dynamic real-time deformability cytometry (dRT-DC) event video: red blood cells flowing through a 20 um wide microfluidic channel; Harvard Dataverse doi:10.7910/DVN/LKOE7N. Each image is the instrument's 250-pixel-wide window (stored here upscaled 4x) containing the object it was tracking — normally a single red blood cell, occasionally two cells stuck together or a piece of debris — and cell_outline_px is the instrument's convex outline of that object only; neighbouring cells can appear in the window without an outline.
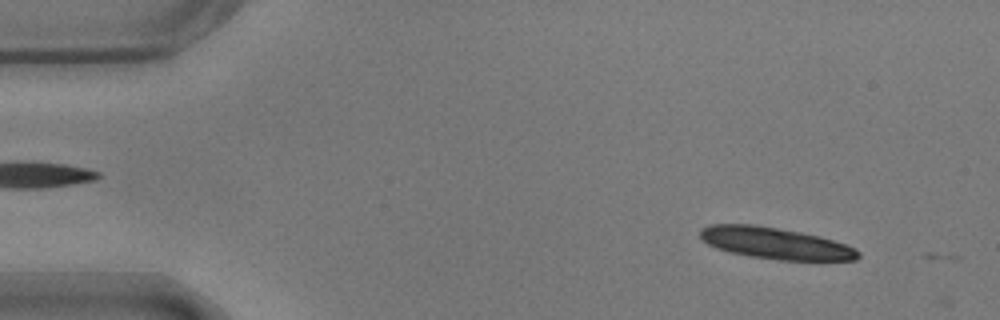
{"species": "common noctule bat (a hibernating species)", "species_latin": "Nyctalus noctula", "temperature_condition": "warm", "stored_images_in_passage": 11, "camera_frame_rate_fps": 3000, "um_per_image_px": 0.085, "animal": {"sex": "male", "body_mass_g": 17.9}, "frame": {"image": 1, "passage_image": 1, "time_ms": 0.0, "image_size_px": [1000, 320], "cell_outline_px": [[860, 256], [856, 260], [780, 260], [752, 256], [732, 252], [716, 248], [700, 240], [700, 228], [708, 224], [756, 224], [800, 232], [820, 236], [844, 244], [860, 252]], "centroid_in_image_um": [65.85, 20.66], "position_along_channel_um": 19.2, "area_um2": 28.9}}